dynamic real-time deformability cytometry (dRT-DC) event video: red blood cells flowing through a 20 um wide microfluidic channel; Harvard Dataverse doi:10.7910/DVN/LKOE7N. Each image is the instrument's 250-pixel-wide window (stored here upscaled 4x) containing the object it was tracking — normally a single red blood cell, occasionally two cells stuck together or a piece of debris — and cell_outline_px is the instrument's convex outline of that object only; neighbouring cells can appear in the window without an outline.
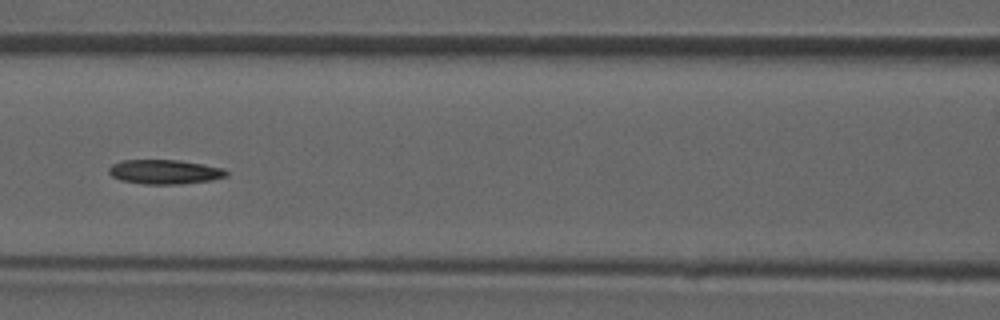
{"species": "common noctule bat (a hibernating species)", "species_latin": "Nyctalus noctula", "temperature_condition": "room temperature", "stored_images_in_passage": 38, "camera_frame_rate_fps": 3000, "um_per_image_px": 0.085, "animal": {"sex": "male", "forearm_length_mm": 52.5}, "frame": {"image": 1, "passage_image": 22, "time_ms": 7.0, "image_size_px": [1000, 320], "cell_outline_px": [[228, 176], [212, 180], [180, 184], [144, 184], [120, 180], [112, 176], [108, 172], [108, 168], [112, 164], [124, 160], [180, 160], [204, 164], [224, 168], [228, 172]], "centroid_in_image_um": [14.02, 14.6], "position_along_channel_um": 152.6, "area_um2": 16.82}}